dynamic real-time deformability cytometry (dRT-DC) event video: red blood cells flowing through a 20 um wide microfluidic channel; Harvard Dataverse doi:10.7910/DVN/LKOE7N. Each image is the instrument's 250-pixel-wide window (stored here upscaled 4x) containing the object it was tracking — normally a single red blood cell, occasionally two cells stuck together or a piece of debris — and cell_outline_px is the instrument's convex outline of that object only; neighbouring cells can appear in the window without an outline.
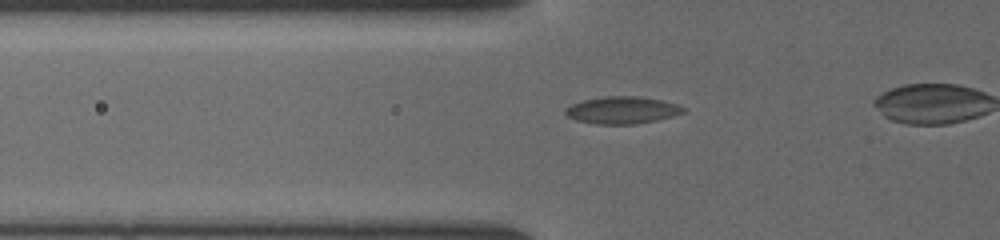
{"species": "common noctule bat (a hibernating species)", "species_latin": "Nyctalus noctula", "temperature_condition": "cold", "stored_images_in_passage": 34, "camera_frame_rate_fps": 3000, "um_per_image_px": 0.085, "animal": {"sex": "female", "body_mass_g": 19.5, "forearm_length_mm": 54.1}, "frame": {"image": 1, "passage_image": 9, "time_ms": 2.667, "image_size_px": [1000, 240], "cell_outline_px": [[684, 112], [672, 116], [656, 120], [636, 124], [596, 124], [576, 120], [568, 116], [564, 112], [564, 108], [572, 104], [584, 100], [604, 96], [640, 96], [660, 100], [676, 104], [684, 108]], "centroid_in_image_um": [52.85, 9.36], "position_along_channel_um": 73.0, "area_um2": 18.55}}
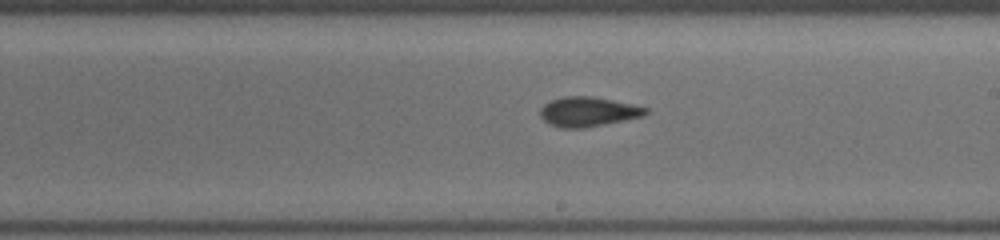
{"frame": {"image": 2, "passage_image": 21, "time_ms": 6.667, "image_size_px": [1000, 240], "cell_outline_px": [[648, 112], [644, 116], [584, 128], [560, 128], [544, 120], [540, 116], [540, 108], [544, 104], [552, 100], [564, 96], [592, 96], [648, 108]], "centroid_in_image_um": [49.96, 9.5], "position_along_channel_um": 239.0, "area_um2": 17.98}}
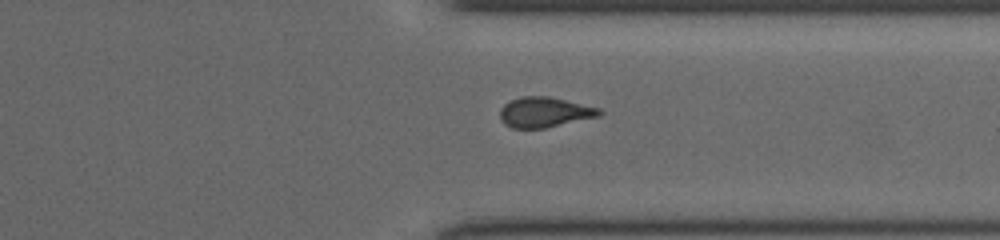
{"frame": {"image": 3, "passage_image": 30, "time_ms": 9.667, "image_size_px": [1000, 240], "cell_outline_px": [[604, 112], [600, 116], [544, 128], [512, 128], [504, 124], [500, 120], [500, 108], [504, 104], [520, 96], [548, 96], [600, 108]], "centroid_in_image_um": [46.28, 9.54], "position_along_channel_um": 365.1, "area_um2": 17.51}}